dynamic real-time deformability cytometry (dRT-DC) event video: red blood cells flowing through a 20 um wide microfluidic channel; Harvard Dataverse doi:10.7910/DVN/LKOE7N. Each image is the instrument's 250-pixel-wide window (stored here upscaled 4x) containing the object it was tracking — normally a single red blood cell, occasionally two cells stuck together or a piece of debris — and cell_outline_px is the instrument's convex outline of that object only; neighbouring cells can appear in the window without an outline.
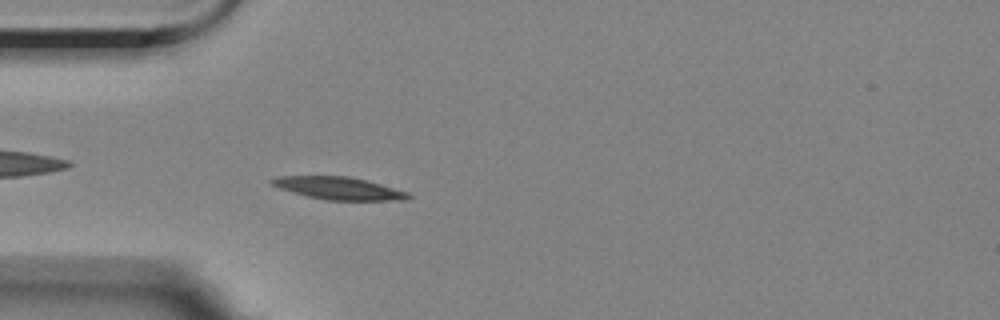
{"species": "Egyptian fruit bat (a non-hibernating species)", "species_latin": "Rousettus aegyptiacus", "temperature_condition": "room temperature", "stored_images_in_passage": 58, "camera_frame_rate_fps": 3000, "um_per_image_px": 0.085, "animal": {"sex": "female"}, "frame": {"image": 1, "passage_image": 17, "time_ms": 5.333, "image_size_px": [1000, 320], "cell_outline_px": [[412, 196], [408, 200], [324, 200], [292, 192], [268, 184], [268, 180], [276, 176], [348, 176], [380, 184], [408, 192]], "centroid_in_image_um": [28.75, 16.0], "position_along_channel_um": 56.3, "area_um2": 17.92}}
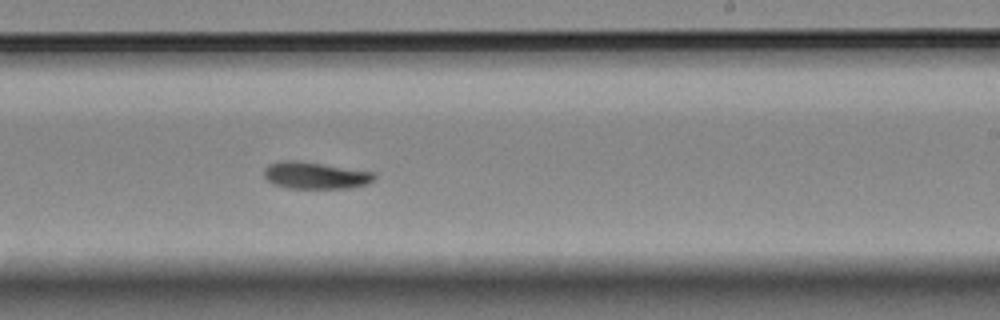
{"frame": {"image": 2, "passage_image": 35, "time_ms": 11.333, "image_size_px": [1000, 320], "cell_outline_px": [[376, 180], [368, 184], [352, 188], [288, 188], [272, 184], [264, 176], [264, 168], [268, 164], [280, 160], [296, 160], [324, 164], [376, 172]], "centroid_in_image_um": [26.83, 14.91], "position_along_channel_um": 262.2, "area_um2": 17.63}}
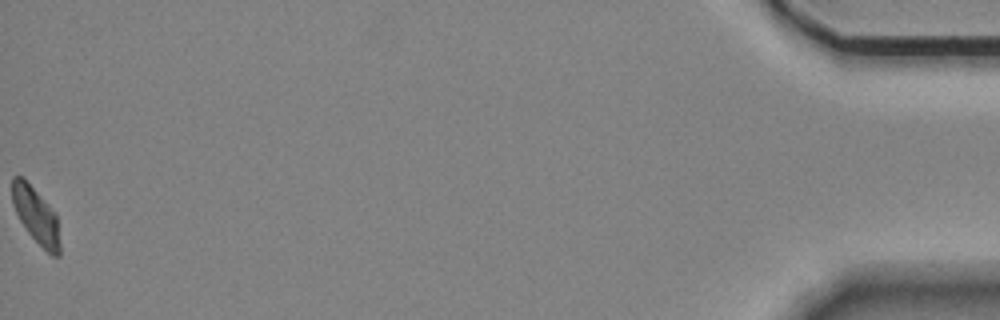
{"frame": {"image": 3, "passage_image": 58, "time_ms": 19.0, "image_size_px": [1000, 320], "cell_outline_px": [[60, 256], [52, 256], [28, 232], [20, 220], [12, 204], [12, 176], [24, 176], [56, 212], [60, 244]], "centroid_in_image_um": [3.06, 18.26], "position_along_channel_um": 432.1, "area_um2": 15.72}, "authors_computed_cell_mechanics": {"area_um2": 17.1088, "velocity_mm_per_s": 3.4991, "shape_relaxation_time_tau1_ms": null, "shape_relaxation_time_tau2_ms": 4.8026, "deformation_change_tau1": null, "deformation_change_tau2": 0.0964}}